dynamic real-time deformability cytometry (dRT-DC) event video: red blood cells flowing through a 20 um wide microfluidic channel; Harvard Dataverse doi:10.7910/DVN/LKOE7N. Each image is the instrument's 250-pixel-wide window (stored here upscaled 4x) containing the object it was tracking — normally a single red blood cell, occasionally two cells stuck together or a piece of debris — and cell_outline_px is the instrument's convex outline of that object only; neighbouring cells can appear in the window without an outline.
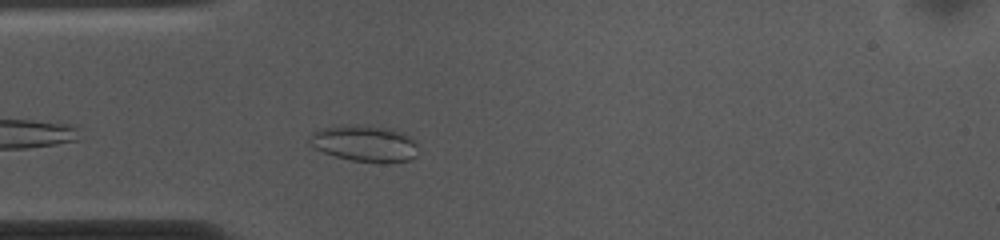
{"species": "common noctule bat (a hibernating species)", "species_latin": "Nyctalus noctula", "temperature_condition": "cold", "stored_images_in_passage": 7, "camera_frame_rate_fps": 3000, "um_per_image_px": 0.085, "animal": {"sex": "female", "body_mass_g": 10.0, "forearm_length_mm": 53.1}, "frame": {"image": 1, "passage_image": 3, "time_ms": 0.667, "image_size_px": [1000, 240], "cell_outline_px": [[416, 156], [408, 160], [352, 160], [336, 156], [324, 152], [308, 144], [308, 140], [312, 132], [324, 128], [344, 124], [360, 124], [392, 128], [404, 132], [416, 140]], "centroid_in_image_um": [30.97, 12.12], "position_along_channel_um": 54.0, "area_um2": 22.66}}